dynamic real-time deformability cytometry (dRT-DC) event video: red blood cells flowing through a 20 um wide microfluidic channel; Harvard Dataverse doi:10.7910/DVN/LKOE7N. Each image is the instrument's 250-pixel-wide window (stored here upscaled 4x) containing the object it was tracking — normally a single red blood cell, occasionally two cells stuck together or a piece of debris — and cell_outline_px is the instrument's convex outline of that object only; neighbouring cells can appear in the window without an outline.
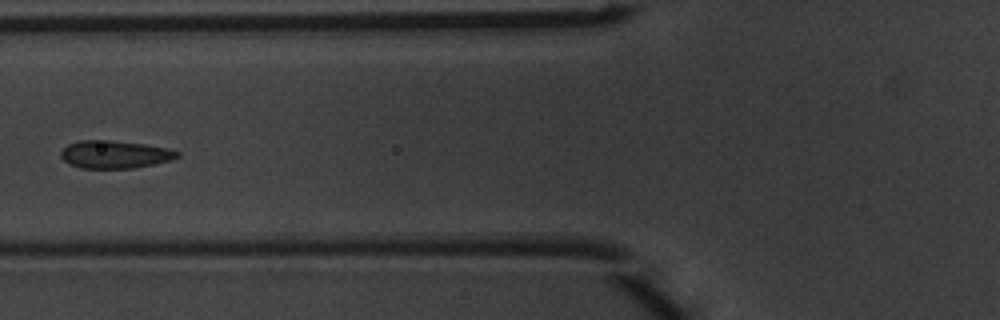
{"species": "common noctule bat (a hibernating species)", "species_latin": "Nyctalus noctula", "temperature_condition": "warm", "stored_images_in_passage": 5, "camera_frame_rate_fps": 3000, "um_per_image_px": 0.085, "animal": {"sex": "male", "body_mass_g": 20.1, "forearm_length_mm": 53.5}, "frame": {"image": 1, "passage_image": 5, "time_ms": 1.333, "image_size_px": [1000, 320], "cell_outline_px": [[180, 156], [172, 160], [132, 168], [80, 168], [64, 160], [60, 156], [60, 152], [68, 144], [80, 140], [112, 140], [140, 144], [164, 148], [180, 152]], "centroid_in_image_um": [9.73, 13.12], "position_along_channel_um": 116.1, "area_um2": 18.55}}